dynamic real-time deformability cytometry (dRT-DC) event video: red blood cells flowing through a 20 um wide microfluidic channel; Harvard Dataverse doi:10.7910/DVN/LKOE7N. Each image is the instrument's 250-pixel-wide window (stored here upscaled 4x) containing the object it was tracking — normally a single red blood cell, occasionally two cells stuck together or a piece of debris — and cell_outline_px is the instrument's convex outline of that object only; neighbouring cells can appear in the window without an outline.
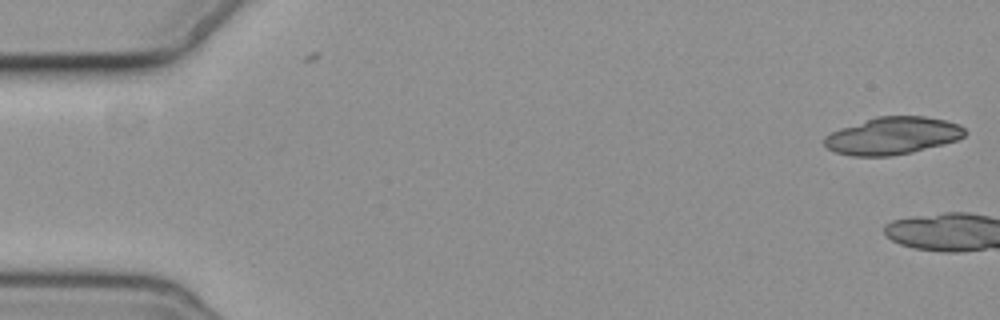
{"species": "common noctule bat (a hibernating species)", "species_latin": "Nyctalus noctula", "temperature_condition": "cold", "stored_images_in_passage": 2, "camera_frame_rate_fps": 3000, "um_per_image_px": 0.085, "animal": {"sex": "female", "body_mass_g": 19.3, "forearm_length_mm": 54.1}, "frame": {"image": 1, "passage_image": 1, "time_ms": 0.0, "image_size_px": [1000, 320], "cell_outline_px": [[968, 132], [964, 136], [956, 140], [944, 144], [912, 152], [892, 156], [852, 156], [836, 152], [828, 148], [824, 144], [824, 136], [840, 128], [876, 116], [924, 116], [944, 120], [960, 124]], "centroid_in_image_um": [75.88, 11.54], "position_along_channel_um": 9.1, "area_um2": 30.63}}